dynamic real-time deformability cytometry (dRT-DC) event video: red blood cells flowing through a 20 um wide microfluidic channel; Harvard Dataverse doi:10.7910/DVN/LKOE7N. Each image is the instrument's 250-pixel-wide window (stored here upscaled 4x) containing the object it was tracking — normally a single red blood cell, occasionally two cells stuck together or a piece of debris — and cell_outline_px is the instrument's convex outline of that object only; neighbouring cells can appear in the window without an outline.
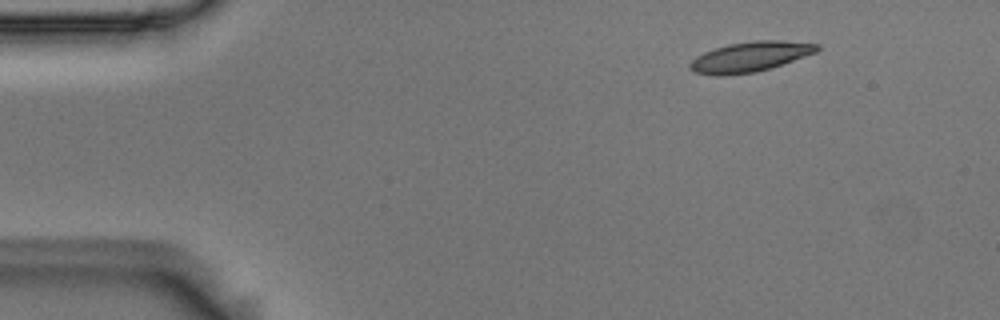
{"species": "Egyptian fruit bat (a non-hibernating species)", "species_latin": "Rousettus aegyptiacus", "temperature_condition": "room temperature", "stored_images_in_passage": 4, "camera_frame_rate_fps": 3000, "um_per_image_px": 0.085, "animal": {"sex": "male"}, "frame": {"image": 1, "passage_image": 1, "time_ms": 0.0, "image_size_px": [1000, 320], "cell_outline_px": [[820, 48], [816, 52], [772, 68], [756, 72], [720, 76], [716, 76], [696, 72], [688, 68], [688, 64], [696, 56], [704, 52], [728, 44], [756, 40], [780, 40], [820, 44]], "centroid_in_image_um": [63.75, 4.83], "position_along_channel_um": 21.2, "area_um2": 22.31}}